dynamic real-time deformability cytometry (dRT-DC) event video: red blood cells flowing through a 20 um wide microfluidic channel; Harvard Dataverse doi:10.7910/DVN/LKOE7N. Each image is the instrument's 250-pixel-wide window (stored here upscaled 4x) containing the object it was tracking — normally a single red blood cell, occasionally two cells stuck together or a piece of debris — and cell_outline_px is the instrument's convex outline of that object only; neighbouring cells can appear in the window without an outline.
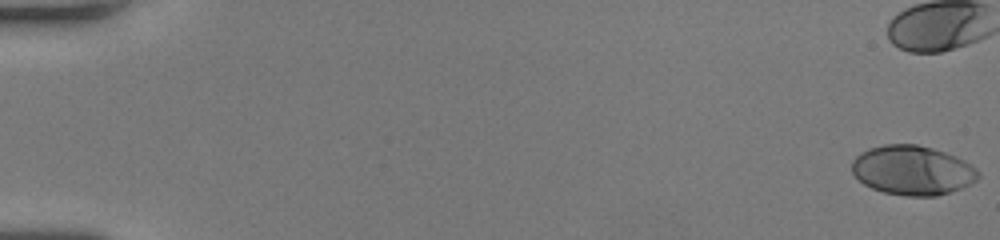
{"species": "human", "species_latin": "Homo sapiens", "temperature_condition": "room temperature", "stored_images_in_passage": 53, "camera_frame_rate_fps": 3000, "um_per_image_px": 0.085, "donor": {"sex": "female"}, "frame": {"image": 1, "passage_image": 1, "time_ms": 0.0, "image_size_px": [1000, 240], "cell_outline_px": [[980, 176], [976, 180], [960, 188], [936, 196], [904, 196], [884, 192], [872, 188], [864, 184], [852, 172], [852, 160], [860, 152], [868, 148], [884, 144], [916, 144], [932, 148], [956, 156], [972, 164], [980, 172]], "centroid_in_image_um": [77.55, 14.46], "position_along_channel_um": 7.4, "area_um2": 36.41}, "authors_computed_cell_mechanics": {"area_um2": 35.4892, "velocity_mm_per_s": 4.1059, "shape_relaxation_time_tau1_ms": 4.2733, "shape_relaxation_time_tau2_ms": null, "deformation_change_tau1": 0.215, "deformation_change_tau2": null}}